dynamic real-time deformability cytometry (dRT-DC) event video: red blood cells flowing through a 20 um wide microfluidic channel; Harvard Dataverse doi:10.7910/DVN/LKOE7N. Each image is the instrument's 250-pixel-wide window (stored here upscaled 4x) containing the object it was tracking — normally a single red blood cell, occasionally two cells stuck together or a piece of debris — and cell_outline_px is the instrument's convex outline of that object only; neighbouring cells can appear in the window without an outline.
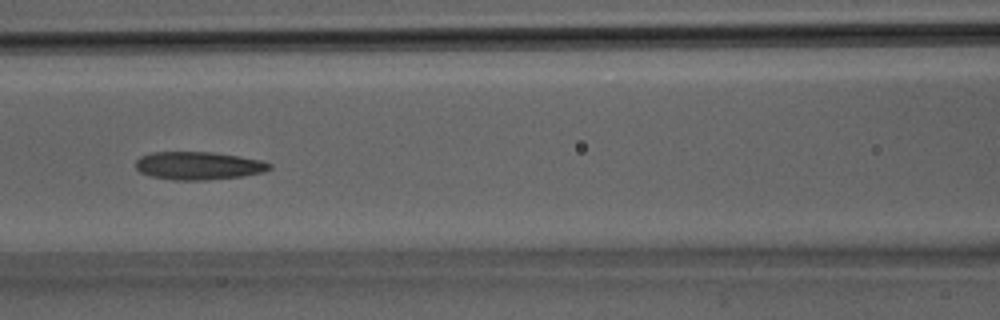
{"species": "Egyptian fruit bat (a non-hibernating species)", "species_latin": "Rousettus aegyptiacus", "temperature_condition": "room temperature", "stored_images_in_passage": 33, "camera_frame_rate_fps": 3000, "um_per_image_px": 0.085, "animal": {"sex": "male"}, "frame": {"image": 1, "passage_image": 15, "time_ms": 4.667, "image_size_px": [1000, 320], "cell_outline_px": [[272, 168], [264, 172], [244, 176], [204, 180], [176, 180], [152, 176], [140, 172], [136, 168], [136, 160], [140, 156], [152, 152], [212, 152], [264, 160], [272, 164]], "centroid_in_image_um": [16.91, 14.08], "position_along_channel_um": 149.7, "area_um2": 21.91}}
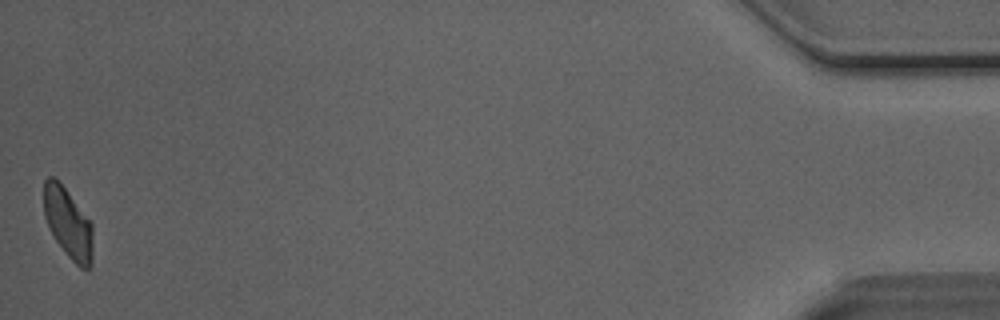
{"frame": {"image": 2, "passage_image": 33, "time_ms": 10.667, "image_size_px": [1000, 320], "cell_outline_px": [[92, 264], [88, 268], [80, 268], [64, 252], [48, 228], [44, 216], [44, 180], [48, 176], [52, 176], [64, 188], [92, 224]], "centroid_in_image_um": [5.77, 19.0], "position_along_channel_um": 429.4, "area_um2": 19.71}}